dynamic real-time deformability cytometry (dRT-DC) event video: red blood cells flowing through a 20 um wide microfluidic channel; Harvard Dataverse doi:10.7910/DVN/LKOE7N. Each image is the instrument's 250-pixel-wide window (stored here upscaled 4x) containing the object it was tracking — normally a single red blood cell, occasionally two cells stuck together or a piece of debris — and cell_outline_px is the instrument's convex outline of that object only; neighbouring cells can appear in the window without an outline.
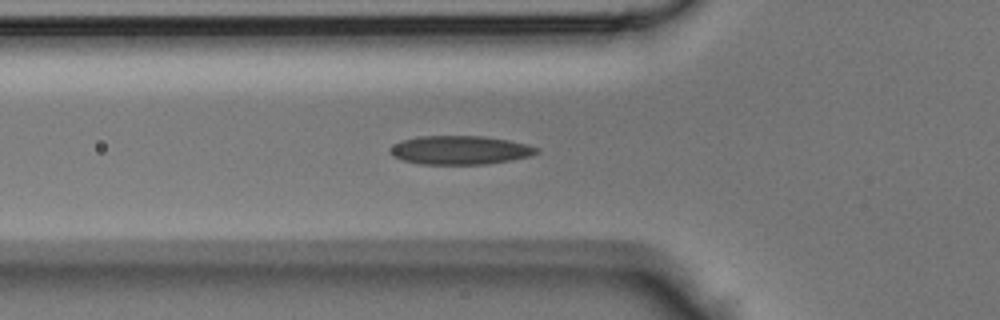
{"species": "Egyptian fruit bat (a non-hibernating species)", "species_latin": "Rousettus aegyptiacus", "temperature_condition": "room temperature", "stored_images_in_passage": 36, "camera_frame_rate_fps": 3000, "um_per_image_px": 0.085, "animal": {"sex": "male"}, "frame": {"image": 1, "passage_image": 6, "time_ms": 1.667, "image_size_px": [1000, 320], "cell_outline_px": [[540, 152], [528, 156], [508, 160], [484, 164], [420, 164], [404, 160], [392, 156], [388, 152], [400, 140], [420, 136], [484, 136], [508, 140], [528, 144], [540, 148]], "centroid_in_image_um": [39.11, 12.75], "position_along_channel_um": 86.7, "area_um2": 24.39}}
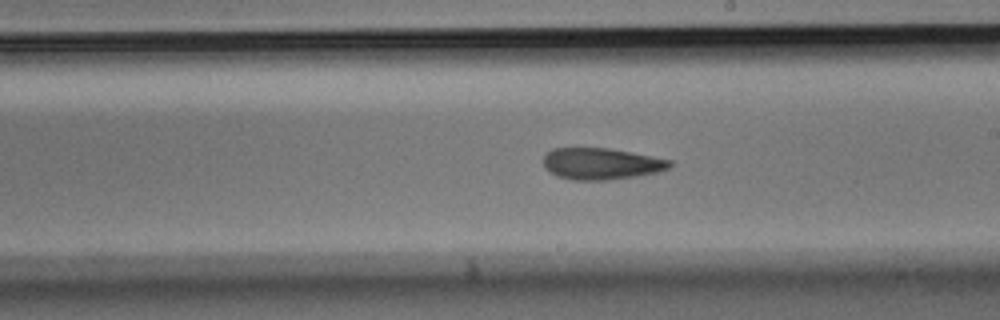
{"frame": {"image": 2, "passage_image": 16, "time_ms": 5.0, "image_size_px": [1000, 320], "cell_outline_px": [[676, 164], [672, 168], [660, 172], [636, 176], [608, 180], [572, 180], [560, 176], [552, 172], [544, 164], [544, 152], [552, 148], [608, 148], [652, 156], [672, 160]], "centroid_in_image_um": [51.19, 13.91], "position_along_channel_um": 237.8, "area_um2": 23.35}}
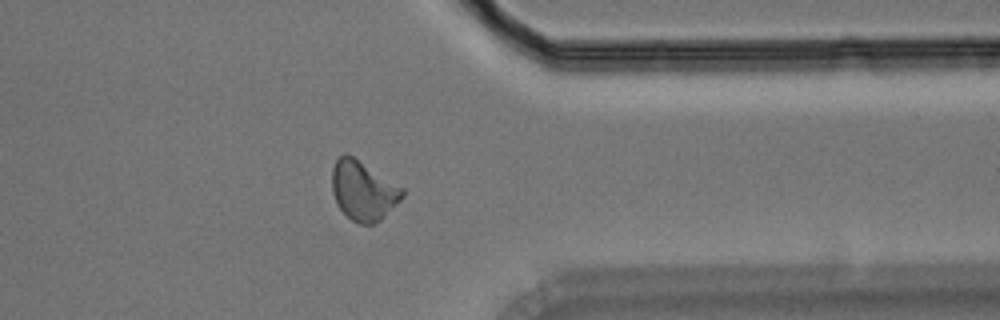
{"frame": {"image": 3, "passage_image": 26, "time_ms": 8.333, "image_size_px": [1000, 320], "cell_outline_px": [[404, 196], [380, 220], [372, 224], [360, 224], [352, 220], [340, 208], [332, 192], [332, 168], [336, 160], [344, 152], [352, 156], [404, 188]], "centroid_in_image_um": [30.87, 16.2], "position_along_channel_um": 380.5, "area_um2": 23.99}}